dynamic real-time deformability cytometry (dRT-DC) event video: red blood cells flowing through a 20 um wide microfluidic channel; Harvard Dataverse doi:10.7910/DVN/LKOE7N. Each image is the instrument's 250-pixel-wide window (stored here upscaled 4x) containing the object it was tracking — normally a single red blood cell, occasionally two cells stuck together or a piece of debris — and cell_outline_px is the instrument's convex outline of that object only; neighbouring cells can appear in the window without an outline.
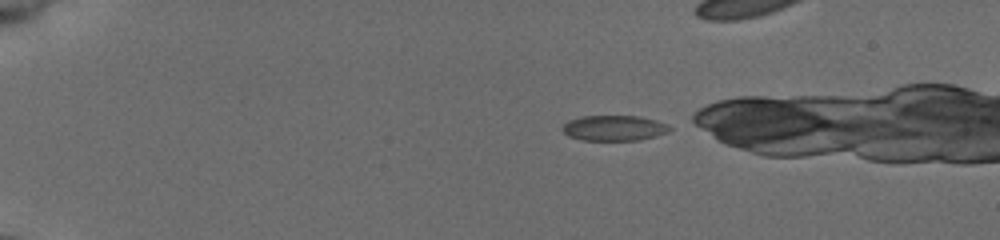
{"species": "common noctule bat (a hibernating species)", "species_latin": "Nyctalus noctula", "temperature_condition": "cold", "stored_images_in_passage": 39, "camera_frame_rate_fps": 3000, "um_per_image_px": 0.085, "animal": {"sex": "female", "body_mass_g": 19.5, "forearm_length_mm": 54.1}, "frame": {"image": 1, "passage_image": 1, "time_ms": 0.0, "image_size_px": [1000, 240], "cell_outline_px": [[672, 128], [668, 132], [656, 136], [640, 140], [580, 140], [568, 136], [560, 128], [568, 120], [584, 116], [640, 116], [656, 120], [668, 124]], "centroid_in_image_um": [52.2, 10.88], "position_along_channel_um": 32.8, "area_um2": 16.01}}
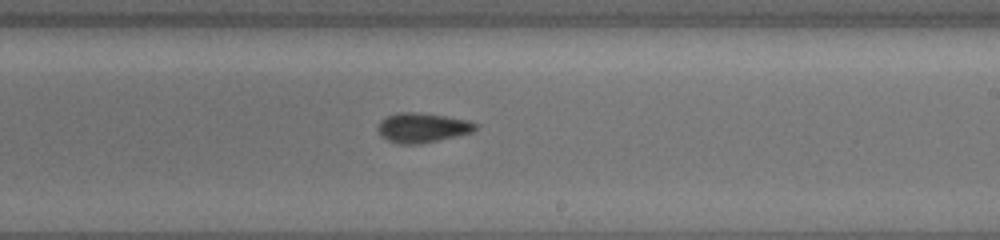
{"frame": {"image": 2, "passage_image": 24, "time_ms": 7.667, "image_size_px": [1000, 240], "cell_outline_px": [[476, 128], [472, 132], [420, 144], [396, 144], [380, 136], [376, 128], [380, 120], [388, 116], [400, 112], [412, 112], [444, 116], [464, 120], [476, 124]], "centroid_in_image_um": [35.81, 10.87], "position_along_channel_um": 253.2, "area_um2": 16.59}}
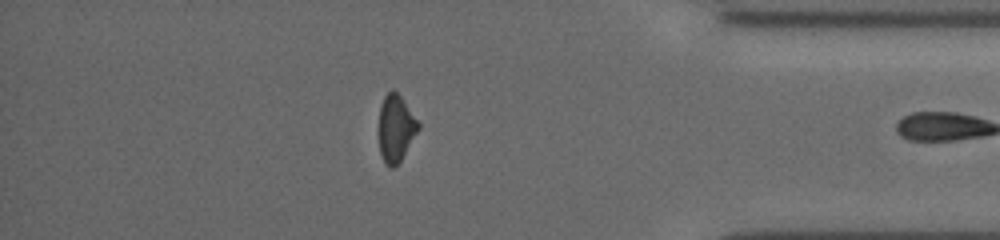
{"frame": {"image": 3, "passage_image": 37, "time_ms": 12.0, "image_size_px": [1000, 240], "cell_outline_px": [[420, 128], [400, 160], [392, 168], [384, 160], [380, 152], [380, 104], [384, 96], [392, 88], [400, 96], [420, 124]], "centroid_in_image_um": [33.65, 10.86], "position_along_channel_um": 401.5, "area_um2": 14.85}, "authors_computed_cell_mechanics": {"area_um2": 16.0106, "velocity_mm_per_s": 3.9408, "shape_relaxation_time_tau1_ms": 3.8719, "shape_relaxation_time_tau2_ms": 3.2573, "deformation_change_tau1": 0.108, "deformation_change_tau2": 0.0681}}